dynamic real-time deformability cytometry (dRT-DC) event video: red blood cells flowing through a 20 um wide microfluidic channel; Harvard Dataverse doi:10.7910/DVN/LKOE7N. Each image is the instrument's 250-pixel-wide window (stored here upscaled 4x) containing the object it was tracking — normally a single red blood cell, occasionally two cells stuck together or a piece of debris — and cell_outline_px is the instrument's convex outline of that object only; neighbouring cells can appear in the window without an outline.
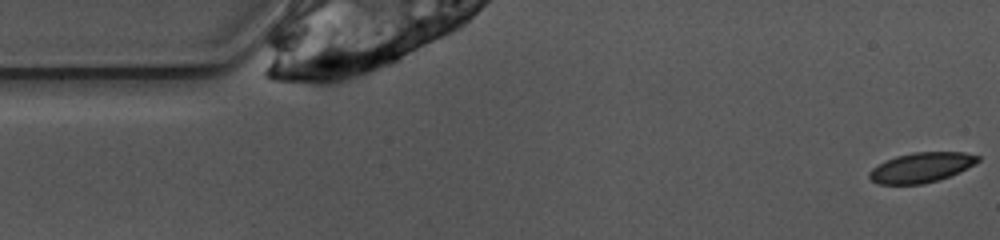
{"species": "common noctule bat (a hibernating species)", "species_latin": "Nyctalus noctula", "temperature_condition": "warm", "stored_images_in_passage": 9, "camera_frame_rate_fps": 3000, "um_per_image_px": 0.085, "animal": {"sex": "female", "body_mass_g": 10.0, "forearm_length_mm": 53.1}, "frame": {"image": 1, "passage_image": 1, "time_ms": 0.0, "image_size_px": [1000, 240], "cell_outline_px": [[980, 160], [976, 164], [940, 180], [924, 184], [880, 184], [872, 180], [868, 176], [868, 172], [872, 168], [884, 160], [896, 156], [912, 152], [964, 152], [980, 156]], "centroid_in_image_um": [78.31, 14.23], "position_along_channel_um": 6.7, "area_um2": 19.07}}